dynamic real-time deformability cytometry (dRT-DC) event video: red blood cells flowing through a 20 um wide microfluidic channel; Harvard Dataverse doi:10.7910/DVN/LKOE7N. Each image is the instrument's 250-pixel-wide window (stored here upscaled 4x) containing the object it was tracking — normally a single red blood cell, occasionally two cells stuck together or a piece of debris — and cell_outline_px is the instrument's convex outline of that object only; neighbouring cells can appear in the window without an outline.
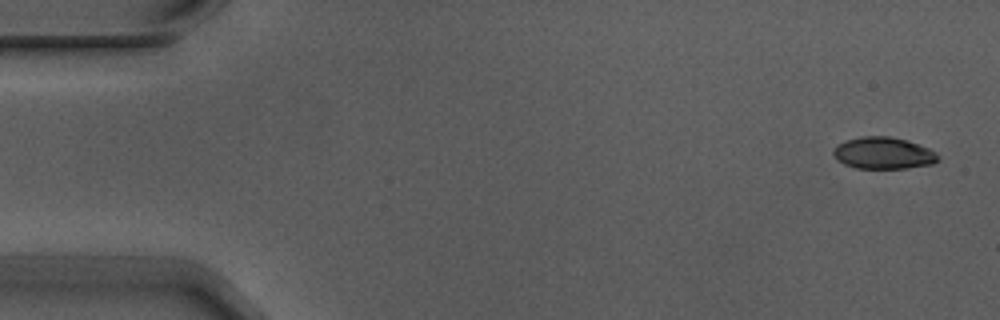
{"species": "Egyptian fruit bat (a non-hibernating species)", "species_latin": "Rousettus aegyptiacus", "temperature_condition": "warm", "stored_images_in_passage": 4, "camera_frame_rate_fps": 3000, "um_per_image_px": 0.085, "animal": {"sex": "male"}, "frame": {"image": 1, "passage_image": 1, "time_ms": 0.0, "image_size_px": [1000, 320], "cell_outline_px": [[940, 160], [932, 164], [904, 168], [856, 168], [844, 164], [836, 160], [832, 152], [844, 140], [860, 136], [888, 136], [908, 140], [928, 148], [936, 152], [940, 156]], "centroid_in_image_um": [75.1, 13.01], "position_along_channel_um": 9.9, "area_um2": 19.48}}
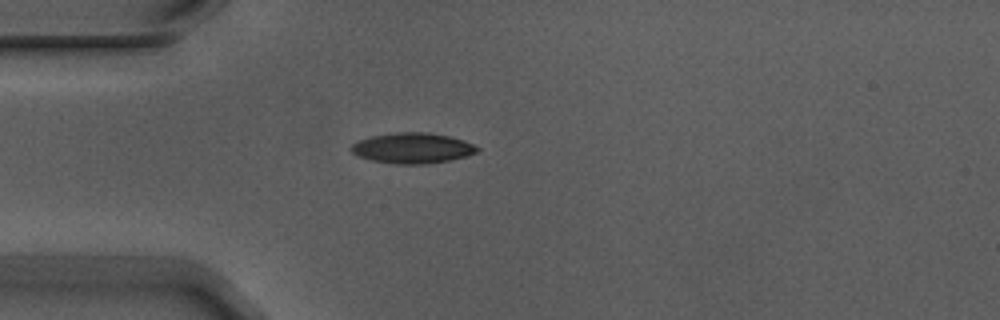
{"frame": {"image": 2, "passage_image": 4, "time_ms": 1.0, "image_size_px": [1000, 320], "cell_outline_px": [[480, 148], [476, 152], [468, 156], [448, 160], [424, 164], [396, 164], [372, 160], [360, 156], [352, 152], [348, 148], [352, 144], [360, 140], [372, 136], [396, 132], [428, 132], [448, 136], [464, 140]], "centroid_in_image_um": [35.06, 12.58], "position_along_channel_um": 49.9, "area_um2": 22.25}}